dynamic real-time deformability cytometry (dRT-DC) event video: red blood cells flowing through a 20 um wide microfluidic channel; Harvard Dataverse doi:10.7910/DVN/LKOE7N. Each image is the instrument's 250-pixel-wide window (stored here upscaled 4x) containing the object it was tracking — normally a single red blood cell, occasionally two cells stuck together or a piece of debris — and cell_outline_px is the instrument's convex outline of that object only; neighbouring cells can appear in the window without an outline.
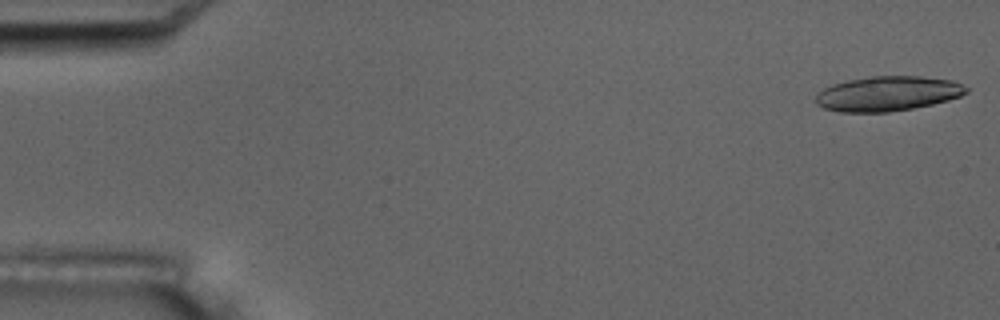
{"species": "common noctule bat (a hibernating species)", "species_latin": "Nyctalus noctula", "temperature_condition": "room temperature", "stored_images_in_passage": 3, "camera_frame_rate_fps": 3000, "um_per_image_px": 0.085, "animal": {"sex": "male", "body_mass_g": 17.5, "forearm_length_mm": 52.3}, "frame": {"image": 1, "passage_image": 1, "time_ms": 0.0, "image_size_px": [1000, 320], "cell_outline_px": [[968, 92], [960, 96], [948, 100], [932, 104], [912, 108], [888, 112], [840, 112], [824, 108], [816, 104], [816, 92], [832, 84], [848, 80], [872, 76], [920, 76], [952, 80], [968, 88]], "centroid_in_image_um": [75.43, 7.96], "position_along_channel_um": 9.6, "area_um2": 30.52}}